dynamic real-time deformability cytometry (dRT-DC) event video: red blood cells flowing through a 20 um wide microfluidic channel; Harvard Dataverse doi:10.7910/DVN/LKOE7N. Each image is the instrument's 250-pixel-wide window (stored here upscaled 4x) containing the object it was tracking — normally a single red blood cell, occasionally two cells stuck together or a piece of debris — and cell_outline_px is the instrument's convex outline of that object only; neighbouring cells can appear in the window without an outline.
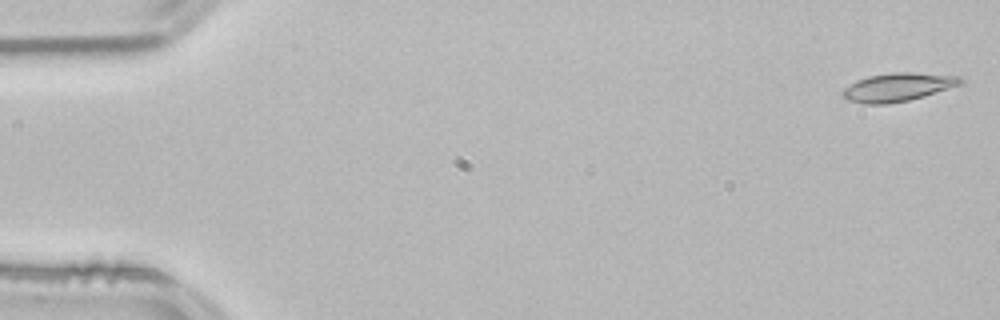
{"species": "common noctule bat (a hibernating species)", "species_latin": "Nyctalus noctula", "temperature_condition": "room temperature", "stored_images_in_passage": 11, "camera_frame_rate_fps": 3000, "um_per_image_px": 0.085, "animal": {"sex": "male", "body_mass_g": 21.5, "forearm_length_mm": 52.0}, "frame": {"image": 1, "passage_image": 1, "time_ms": 0.0, "image_size_px": [1000, 320], "cell_outline_px": [[964, 80], [960, 84], [948, 88], [908, 100], [888, 104], [864, 104], [848, 100], [840, 92], [844, 88], [856, 80], [868, 76], [892, 72], [912, 72], [960, 76]], "centroid_in_image_um": [76.27, 7.4], "position_along_channel_um": 8.7, "area_um2": 19.31}}